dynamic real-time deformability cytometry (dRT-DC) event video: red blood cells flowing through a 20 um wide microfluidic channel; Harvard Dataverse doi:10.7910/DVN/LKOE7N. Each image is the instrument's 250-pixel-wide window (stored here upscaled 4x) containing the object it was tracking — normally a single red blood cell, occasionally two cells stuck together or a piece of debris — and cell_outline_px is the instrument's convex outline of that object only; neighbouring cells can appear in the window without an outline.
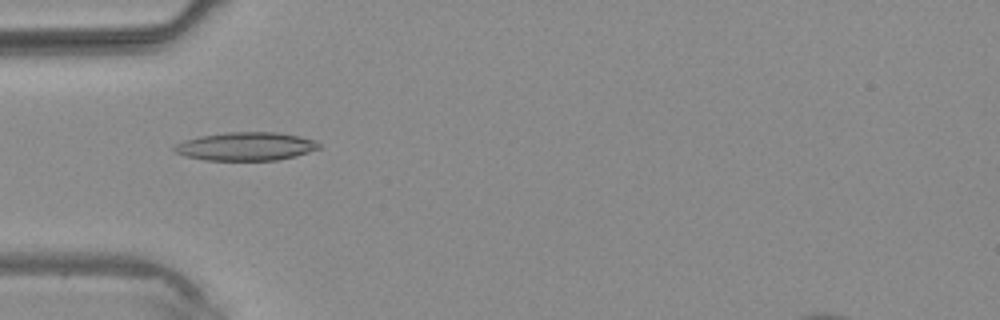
{"species": "common noctule bat (a hibernating species)", "species_latin": "Nyctalus noctula", "temperature_condition": "warm", "stored_images_in_passage": 1, "camera_frame_rate_fps": 3000, "um_per_image_px": 0.085, "animal": {"sex": "male", "body_mass_g": 20.4}, "frame": {"image": 1, "passage_image": 1, "time_ms": 0.0, "image_size_px": [1000, 320], "cell_outline_px": [[320, 148], [296, 156], [276, 160], [204, 160], [184, 156], [176, 152], [172, 148], [176, 144], [184, 140], [200, 136], [228, 132], [276, 132], [300, 136], [316, 140], [320, 144]], "centroid_in_image_um": [20.9, 12.44], "position_along_channel_um": 64.1, "area_um2": 23.93}}